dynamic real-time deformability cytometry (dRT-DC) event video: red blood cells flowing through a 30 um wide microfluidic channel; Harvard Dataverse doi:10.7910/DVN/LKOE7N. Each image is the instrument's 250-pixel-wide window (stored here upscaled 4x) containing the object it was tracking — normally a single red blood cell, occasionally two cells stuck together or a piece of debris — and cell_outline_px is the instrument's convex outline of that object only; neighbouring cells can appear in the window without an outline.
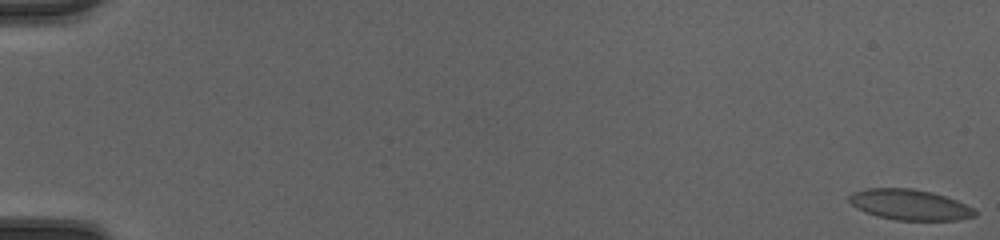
{"species": "common noctule bat (a hibernating species)", "species_latin": "Nyctalus noctula", "temperature_condition": "cold", "stored_images_in_passage": 53, "camera_frame_rate_fps": 3000, "um_per_image_px": 0.085, "animal": {"sex": "female", "body_mass_g": 20.0, "forearm_length_mm": 54.0}, "frame": {"image": 1, "passage_image": 1, "time_ms": 0.0, "image_size_px": [1000, 240], "cell_outline_px": [[976, 216], [956, 220], [896, 220], [876, 216], [864, 212], [852, 204], [848, 200], [848, 196], [852, 192], [868, 188], [912, 188], [932, 192], [956, 200], [972, 208], [976, 212]], "centroid_in_image_um": [77.29, 17.4], "position_along_channel_um": 7.7, "area_um2": 22.37}}
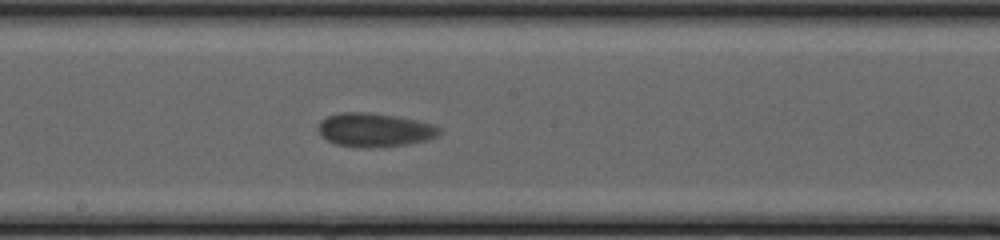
{"frame": {"image": 2, "passage_image": 31, "time_ms": 10.0, "image_size_px": [1000, 240], "cell_outline_px": [[440, 132], [436, 136], [424, 140], [408, 144], [380, 148], [360, 148], [336, 144], [328, 140], [316, 128], [320, 120], [328, 116], [340, 112], [368, 112], [396, 116], [436, 124], [440, 128]], "centroid_in_image_um": [31.83, 11.04], "position_along_channel_um": 216.4, "area_um2": 23.99}}
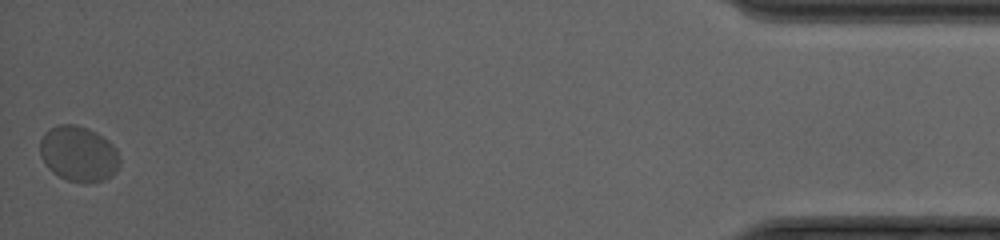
{"frame": {"image": 3, "passage_image": 53, "time_ms": 17.333, "image_size_px": [1000, 240], "cell_outline_px": [[120, 164], [116, 172], [104, 180], [88, 184], [68, 180], [52, 172], [48, 168], [40, 156], [40, 140], [44, 132], [56, 124], [76, 124], [88, 128], [96, 132], [108, 140], [116, 148], [120, 160]], "centroid_in_image_um": [6.68, 13.07], "position_along_channel_um": 428.5, "area_um2": 26.13}, "authors_computed_cell_mechanics": {"area_um2": 22.5998, "velocity_mm_per_s": 4.0456, "shape_relaxation_time_tau1_ms": 1.3332, "shape_relaxation_time_tau2_ms": 0.7259, "deformation_change_tau1": 0.0338, "deformation_change_tau2": 0.0509}}